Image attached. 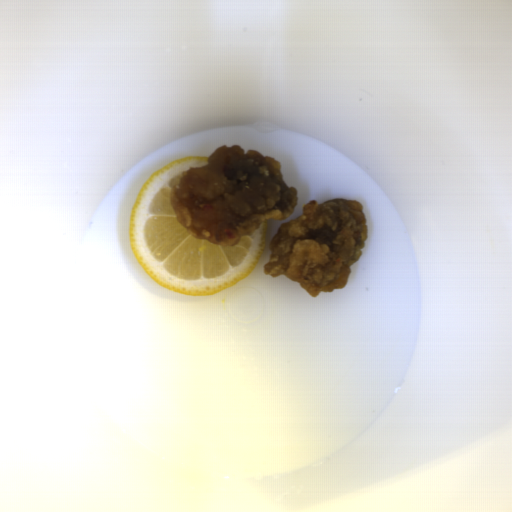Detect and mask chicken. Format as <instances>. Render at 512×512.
<instances>
[{"label":"chicken","mask_w":512,"mask_h":512,"mask_svg":"<svg viewBox=\"0 0 512 512\" xmlns=\"http://www.w3.org/2000/svg\"><path fill=\"white\" fill-rule=\"evenodd\" d=\"M298 205L297 189L283 180L281 163L240 144H223L207 165L182 171L172 187L176 222L198 240L232 247L268 219L289 218Z\"/></svg>","instance_id":"chicken-1"},{"label":"chicken","mask_w":512,"mask_h":512,"mask_svg":"<svg viewBox=\"0 0 512 512\" xmlns=\"http://www.w3.org/2000/svg\"><path fill=\"white\" fill-rule=\"evenodd\" d=\"M367 218L359 200H312L302 214L283 222L269 242L266 275H285L311 294L345 288L366 246Z\"/></svg>","instance_id":"chicken-2"}]
</instances>
